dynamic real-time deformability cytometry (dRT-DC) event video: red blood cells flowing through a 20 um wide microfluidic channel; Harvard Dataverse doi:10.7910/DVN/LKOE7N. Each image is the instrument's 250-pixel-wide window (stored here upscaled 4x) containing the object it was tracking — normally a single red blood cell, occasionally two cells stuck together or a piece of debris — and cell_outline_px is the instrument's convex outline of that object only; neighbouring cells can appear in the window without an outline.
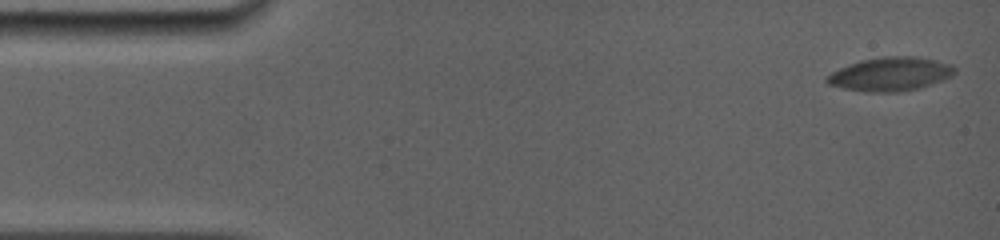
{"species": "common noctule bat (a hibernating species)", "species_latin": "Nyctalus noctula", "temperature_condition": "room temperature", "stored_images_in_passage": 41, "camera_frame_rate_fps": 5000, "um_per_image_px": 0.085, "animal": {"sex": "female", "body_mass_g": 19.0, "forearm_length_mm": 56.7}, "frame": {"image": 1, "passage_image": 1, "time_ms": 0.0, "image_size_px": [1000, 240], "cell_outline_px": [[956, 72], [952, 76], [920, 88], [900, 92], [868, 92], [844, 88], [828, 84], [824, 80], [824, 76], [848, 64], [860, 60], [880, 56], [916, 56], [936, 60], [952, 64], [956, 68]], "centroid_in_image_um": [75.68, 6.29], "position_along_channel_um": 9.3, "area_um2": 25.37}}
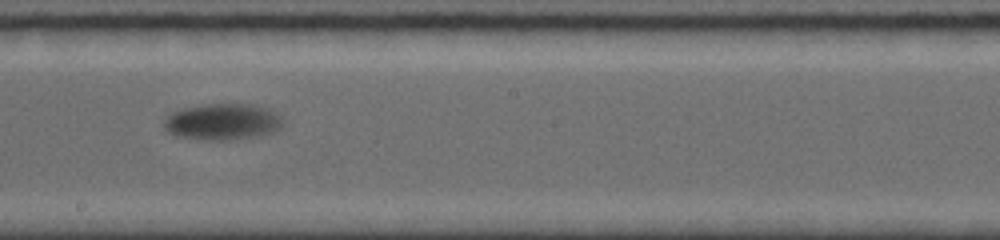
{"frame": {"image": 2, "passage_image": 24, "time_ms": 9.4, "image_size_px": [1000, 240], "cell_outline_px": [[280, 128], [272, 132], [260, 136], [224, 140], [204, 140], [176, 136], [168, 132], [164, 128], [164, 120], [172, 112], [184, 108], [208, 104], [256, 104], [268, 108], [276, 112], [280, 116]], "centroid_in_image_um": [18.91, 10.35], "position_along_channel_um": 229.3, "area_um2": 25.14}}
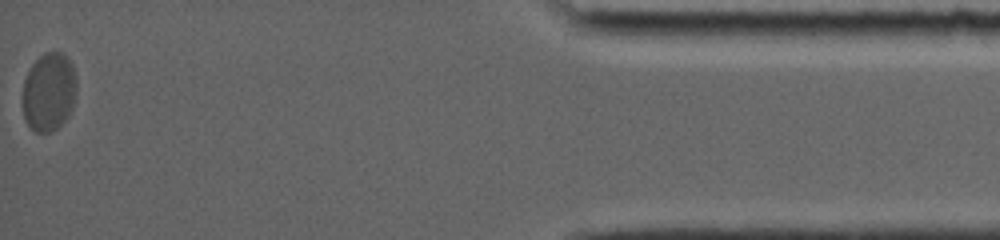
{"frame": {"image": 3, "passage_image": 41, "time_ms": 17.0, "image_size_px": [1000, 240], "cell_outline_px": [[76, 96], [72, 108], [68, 116], [52, 132], [36, 132], [24, 120], [20, 100], [20, 96], [24, 80], [28, 68], [44, 52], [60, 52], [68, 56], [72, 64], [76, 76]], "centroid_in_image_um": [4.12, 7.8], "position_along_channel_um": 431.1, "area_um2": 25.37}, "authors_computed_cell_mechanics": {"area_um2": 24.9118, "velocity_mm_per_s": 3.6095, "shape_relaxation_time_tau1_ms": 1.9326, "shape_relaxation_time_tau2_ms": null, "deformation_change_tau1": 0.1072, "deformation_change_tau2": null}}